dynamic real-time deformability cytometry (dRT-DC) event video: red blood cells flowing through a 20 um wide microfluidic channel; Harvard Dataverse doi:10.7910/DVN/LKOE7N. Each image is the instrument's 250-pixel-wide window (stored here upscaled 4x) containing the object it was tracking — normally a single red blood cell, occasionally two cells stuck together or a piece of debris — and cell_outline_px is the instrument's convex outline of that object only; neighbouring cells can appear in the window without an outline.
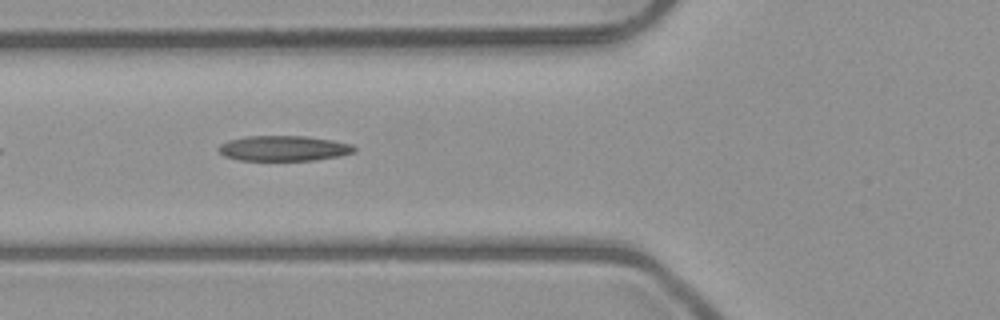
{"species": "common noctule bat (a hibernating species)", "species_latin": "Nyctalus noctula", "temperature_condition": "room temperature", "stored_images_in_passage": 8, "camera_frame_rate_fps": 3000, "um_per_image_px": 0.085, "animal": {"sex": "male", "body_mass_g": 23.1, "forearm_length_mm": 52.7}, "frame": {"image": 1, "passage_image": 6, "time_ms": 5.667, "image_size_px": [1000, 320], "cell_outline_px": [[356, 152], [340, 156], [316, 160], [240, 160], [224, 156], [216, 148], [220, 144], [228, 140], [244, 136], [304, 136], [332, 140], [352, 144], [356, 148]], "centroid_in_image_um": [24.11, 12.6], "position_along_channel_um": 101.7, "area_um2": 20.11}}
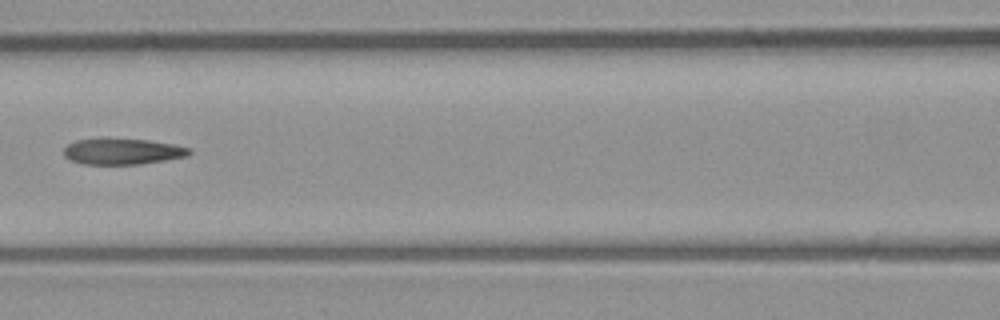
{"frame": {"image": 2, "passage_image": 7, "time_ms": 7.0, "image_size_px": [1000, 320], "cell_outline_px": [[192, 152], [188, 156], [140, 164], [84, 164], [68, 160], [64, 156], [64, 148], [68, 144], [76, 140], [148, 140], [172, 144], [192, 148]], "centroid_in_image_um": [10.43, 12.9], "position_along_channel_um": 156.2, "area_um2": 18.61}}
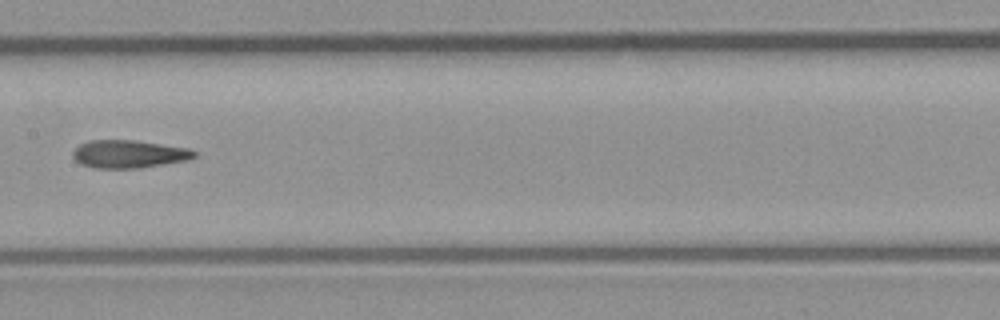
{"frame": {"image": 3, "passage_image": 8, "time_ms": 8.0, "image_size_px": [1000, 320], "cell_outline_px": [[196, 156], [188, 160], [136, 168], [92, 168], [80, 164], [72, 156], [72, 152], [80, 144], [92, 140], [136, 140], [188, 148], [196, 152]], "centroid_in_image_um": [10.93, 13.09], "position_along_channel_um": 196.5, "area_um2": 19.65}}